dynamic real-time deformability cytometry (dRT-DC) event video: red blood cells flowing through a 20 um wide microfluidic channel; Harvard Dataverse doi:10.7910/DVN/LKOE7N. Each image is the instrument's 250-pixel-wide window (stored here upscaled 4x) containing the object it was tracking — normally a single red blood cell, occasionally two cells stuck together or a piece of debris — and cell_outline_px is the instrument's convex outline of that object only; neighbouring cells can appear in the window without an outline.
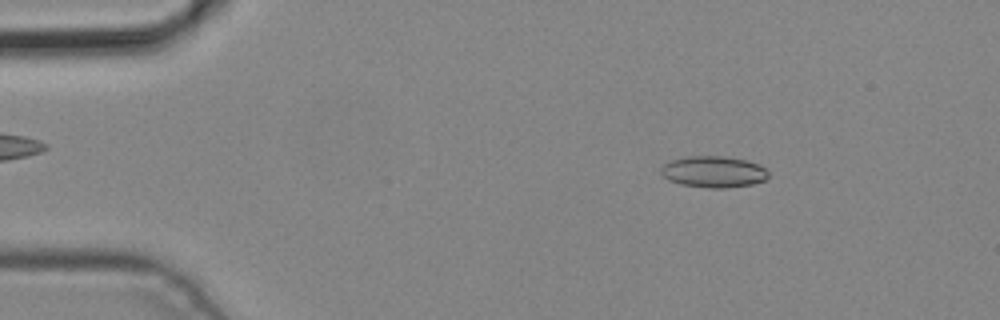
{"species": "common noctule bat (a hibernating species)", "species_latin": "Nyctalus noctula", "temperature_condition": "cold", "stored_images_in_passage": 3, "camera_frame_rate_fps": 3000, "um_per_image_px": 0.085, "animal": {"sex": "male", "body_mass_g": 19.2, "forearm_length_mm": 51.8}, "frame": {"image": 1, "passage_image": 1, "time_ms": 0.0, "image_size_px": [1000, 320], "cell_outline_px": [[768, 176], [764, 180], [752, 184], [724, 188], [708, 188], [680, 184], [668, 180], [660, 172], [660, 168], [664, 164], [672, 160], [688, 156], [724, 156], [744, 160], [756, 164], [764, 168], [768, 172]], "centroid_in_image_um": [60.61, 14.61], "position_along_channel_um": 24.4, "area_um2": 19.48}}
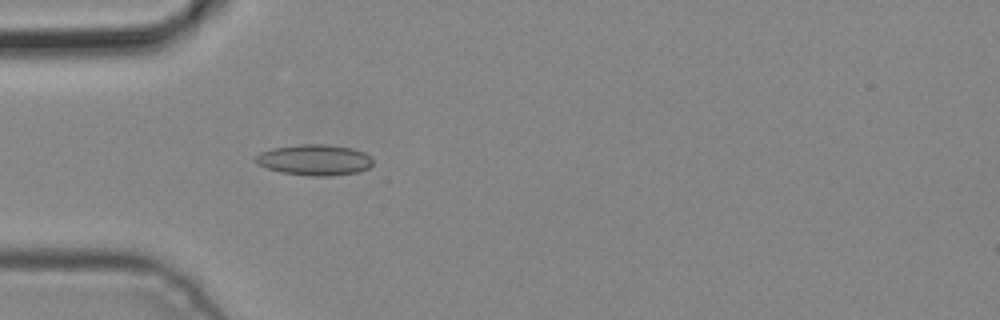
{"frame": {"image": 2, "passage_image": 3, "time_ms": 0.667, "image_size_px": [1000, 320], "cell_outline_px": [[372, 164], [368, 168], [356, 172], [328, 176], [312, 176], [280, 172], [256, 164], [256, 156], [260, 152], [272, 148], [300, 144], [328, 144], [352, 148], [364, 152], [372, 156]], "centroid_in_image_um": [26.74, 13.58], "position_along_channel_um": 58.3, "area_um2": 21.1}}